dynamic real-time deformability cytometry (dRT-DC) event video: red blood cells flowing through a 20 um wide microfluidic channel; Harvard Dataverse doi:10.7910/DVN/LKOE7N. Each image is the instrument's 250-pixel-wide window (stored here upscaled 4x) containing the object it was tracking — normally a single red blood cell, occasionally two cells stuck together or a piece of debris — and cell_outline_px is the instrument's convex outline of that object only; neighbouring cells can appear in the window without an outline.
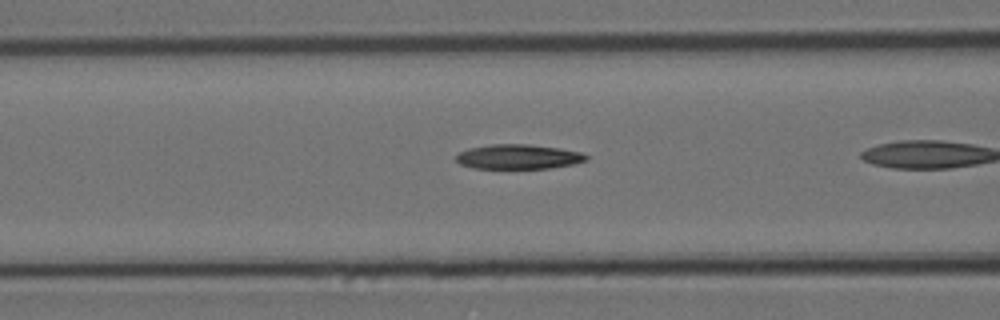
{"species": "Egyptian fruit bat (a non-hibernating species)", "species_latin": "Rousettus aegyptiacus", "temperature_condition": "cold", "stored_images_in_passage": 42, "camera_frame_rate_fps": 3000, "um_per_image_px": 0.085, "animal": {"sex": "female"}, "frame": {"image": 1, "passage_image": 20, "time_ms": 6.333, "image_size_px": [1000, 320], "cell_outline_px": [[588, 160], [572, 164], [548, 168], [472, 168], [460, 164], [456, 160], [456, 156], [460, 152], [468, 148], [492, 144], [528, 144], [560, 148], [584, 152], [588, 156]], "centroid_in_image_um": [44.08, 13.31], "position_along_channel_um": 122.5, "area_um2": 18.73}}
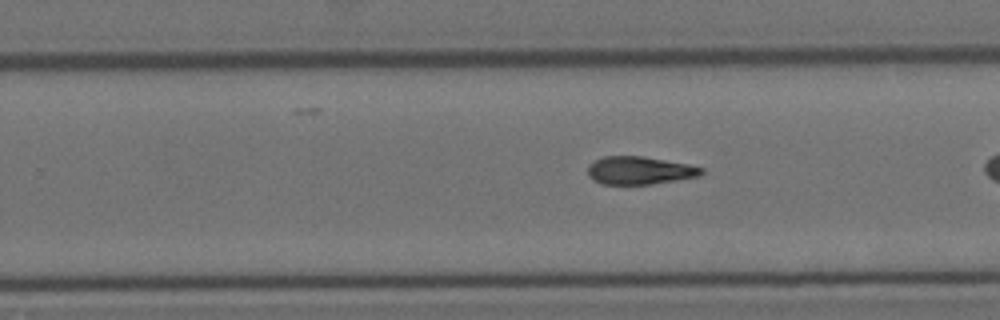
{"frame": {"image": 2, "passage_image": 33, "time_ms": 10.667, "image_size_px": [1000, 320], "cell_outline_px": [[704, 172], [700, 176], [652, 184], [600, 184], [592, 180], [588, 176], [588, 164], [604, 156], [644, 156], [688, 164], [704, 168]], "centroid_in_image_um": [54.35, 14.49], "position_along_channel_um": 275.4, "area_um2": 18.61}}
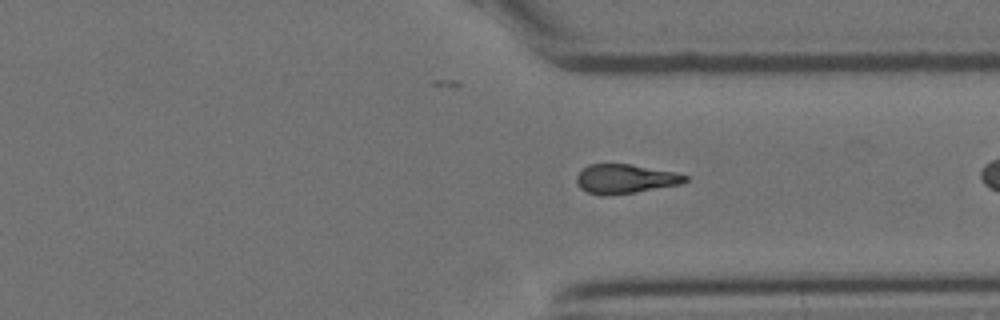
{"frame": {"image": 3, "passage_image": 40, "time_ms": 13.0, "image_size_px": [1000, 320], "cell_outline_px": [[688, 180], [680, 184], [636, 192], [608, 196], [604, 196], [588, 192], [580, 188], [576, 184], [576, 176], [588, 164], [632, 164], [676, 172], [688, 176]], "centroid_in_image_um": [53.14, 15.2], "position_along_channel_um": 358.3, "area_um2": 18.61}}